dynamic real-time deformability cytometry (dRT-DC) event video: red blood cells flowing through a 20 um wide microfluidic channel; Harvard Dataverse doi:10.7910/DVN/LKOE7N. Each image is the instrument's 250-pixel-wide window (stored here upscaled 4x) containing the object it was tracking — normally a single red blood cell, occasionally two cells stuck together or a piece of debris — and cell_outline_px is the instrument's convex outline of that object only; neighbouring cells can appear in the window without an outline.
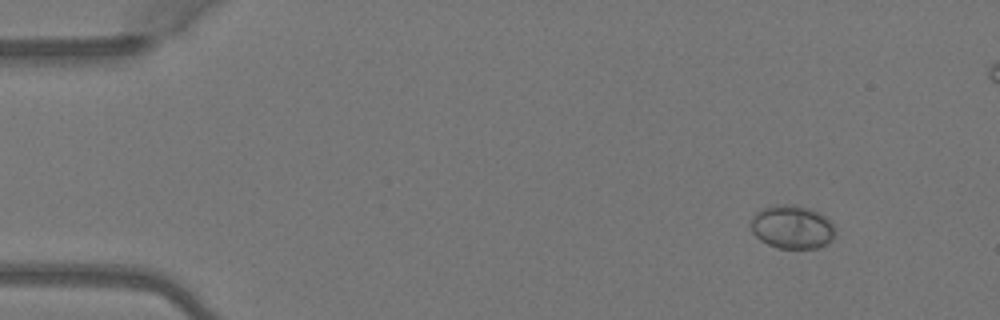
{"species": "Egyptian fruit bat (a non-hibernating species)", "species_latin": "Rousettus aegyptiacus", "temperature_condition": "warm", "stored_images_in_passage": 5, "camera_frame_rate_fps": 3000, "um_per_image_px": 0.085, "animal": {"sex": "female"}, "frame": {"image": 1, "passage_image": 1, "time_ms": 0.0, "image_size_px": [1000, 320], "cell_outline_px": [[836, 232], [832, 240], [816, 248], [776, 248], [760, 240], [752, 232], [752, 216], [756, 212], [764, 208], [776, 204], [796, 204], [812, 208], [824, 216], [836, 228]], "centroid_in_image_um": [67.34, 19.28], "position_along_channel_um": 17.7, "area_um2": 21.44}}
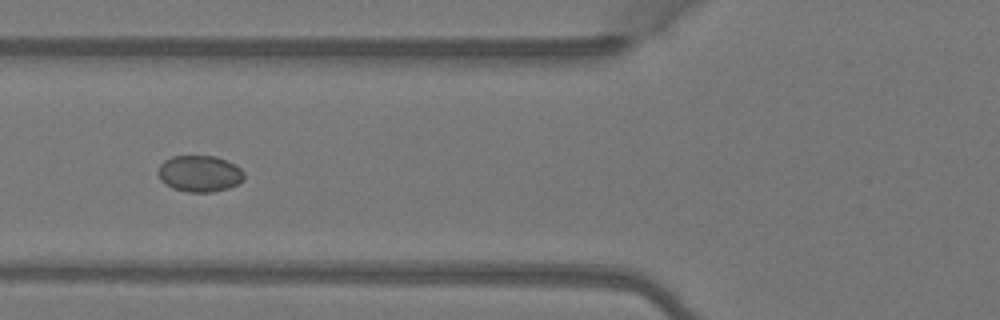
{"frame": {"image": 2, "passage_image": 5, "time_ms": 1.333, "image_size_px": [1000, 320], "cell_outline_px": [[244, 180], [240, 184], [228, 188], [212, 192], [188, 192], [172, 188], [160, 180], [156, 172], [160, 164], [164, 160], [172, 156], [216, 156], [236, 164], [244, 172]], "centroid_in_image_um": [16.97, 14.76], "position_along_channel_um": 108.8, "area_um2": 18.55}}